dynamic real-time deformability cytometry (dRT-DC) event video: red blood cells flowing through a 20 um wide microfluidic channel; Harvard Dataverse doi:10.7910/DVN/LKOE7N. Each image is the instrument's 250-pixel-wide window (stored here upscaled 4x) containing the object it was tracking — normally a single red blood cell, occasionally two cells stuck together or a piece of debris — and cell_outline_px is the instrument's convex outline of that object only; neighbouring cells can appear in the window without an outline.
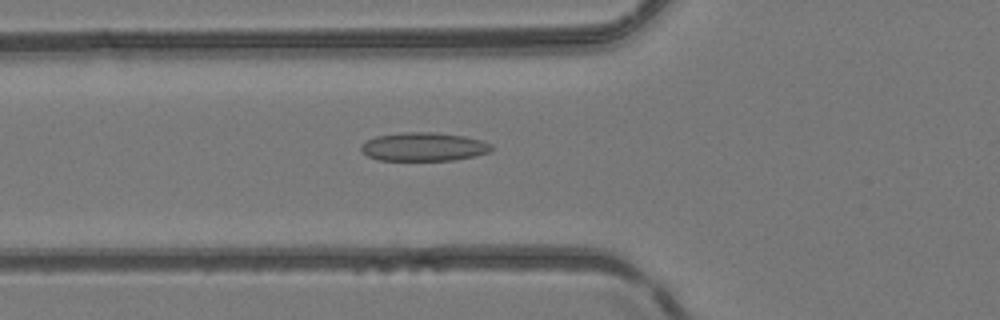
{"species": "common noctule bat (a hibernating species)", "species_latin": "Nyctalus noctula", "temperature_condition": "room temperature", "stored_images_in_passage": 51, "camera_frame_rate_fps": 3000, "um_per_image_px": 0.085, "animal": {"sex": "female", "body_mass_g": 24.6, "forearm_length_mm": 56.2}, "frame": {"image": 1, "passage_image": 19, "time_ms": 6.0, "image_size_px": [1000, 320], "cell_outline_px": [[492, 148], [488, 152], [476, 156], [452, 160], [380, 160], [368, 156], [360, 152], [360, 144], [376, 136], [400, 132], [436, 132], [464, 136], [480, 140], [492, 144]], "centroid_in_image_um": [35.98, 12.47], "position_along_channel_um": 89.8, "area_um2": 21.79}}
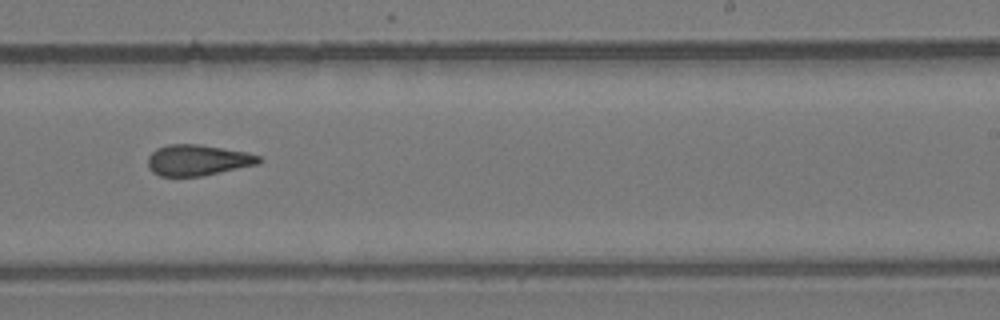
{"frame": {"image": 2, "passage_image": 32, "time_ms": 10.333, "image_size_px": [1000, 320], "cell_outline_px": [[264, 160], [260, 164], [204, 176], [160, 176], [152, 172], [148, 168], [148, 156], [156, 148], [168, 144], [196, 144], [248, 152], [260, 156]], "centroid_in_image_um": [16.83, 13.62], "position_along_channel_um": 272.2, "area_um2": 20.29}}
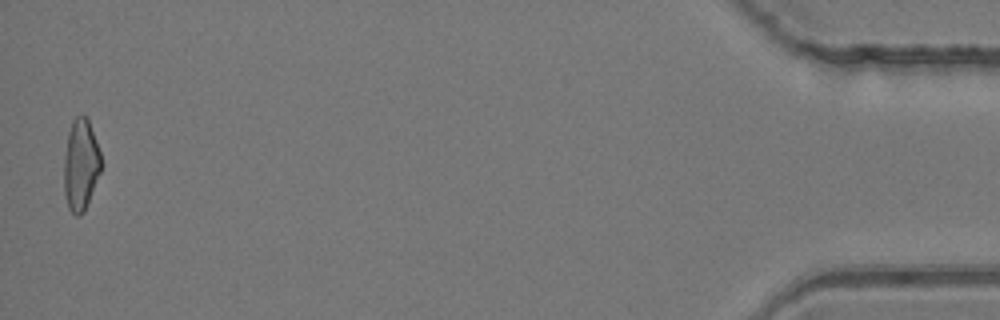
{"frame": {"image": 3, "passage_image": 50, "time_ms": 16.333, "image_size_px": [1000, 320], "cell_outline_px": [[100, 172], [84, 212], [80, 216], [76, 216], [68, 208], [64, 192], [64, 160], [68, 132], [72, 120], [80, 112], [84, 112], [88, 120], [100, 152]], "centroid_in_image_um": [6.84, 13.99], "position_along_channel_um": 428.4, "area_um2": 19.71}, "authors_computed_cell_mechanics": {"area_um2": 20.4034, "velocity_mm_per_s": 4.1906, "shape_relaxation_time_tau1_ms": null, "shape_relaxation_time_tau2_ms": 3.3862, "deformation_change_tau1": null, "deformation_change_tau2": 0.1351}}